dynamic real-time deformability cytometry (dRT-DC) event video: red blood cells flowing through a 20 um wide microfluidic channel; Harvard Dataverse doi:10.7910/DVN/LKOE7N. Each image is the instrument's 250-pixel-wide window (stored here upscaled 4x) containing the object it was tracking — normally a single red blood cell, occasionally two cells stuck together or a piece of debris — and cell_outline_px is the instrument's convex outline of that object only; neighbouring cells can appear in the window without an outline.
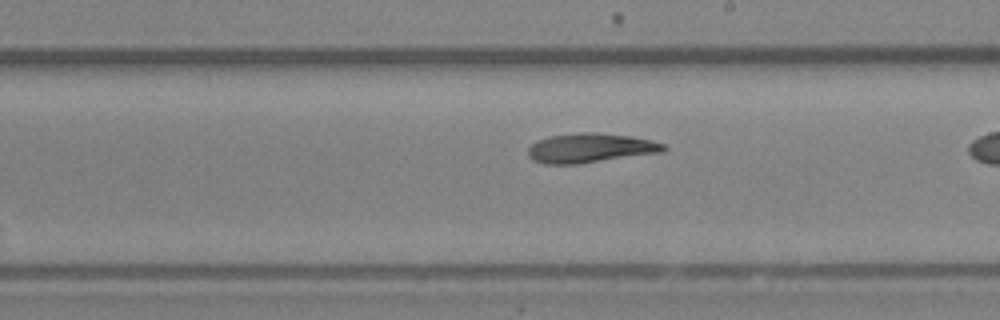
{"species": "Egyptian fruit bat (a non-hibernating species)", "species_latin": "Rousettus aegyptiacus", "temperature_condition": "room temperature", "stored_images_in_passage": 35, "camera_frame_rate_fps": 3000, "um_per_image_px": 0.085, "animal": {"sex": "female"}, "frame": {"image": 1, "passage_image": 25, "time_ms": 8.0, "image_size_px": [1000, 320], "cell_outline_px": [[668, 148], [664, 152], [580, 164], [544, 164], [532, 160], [528, 156], [528, 148], [536, 140], [548, 136], [580, 132], [596, 132], [632, 136], [652, 140], [664, 144]], "centroid_in_image_um": [50.18, 12.58], "position_along_channel_um": 238.8, "area_um2": 23.64}}